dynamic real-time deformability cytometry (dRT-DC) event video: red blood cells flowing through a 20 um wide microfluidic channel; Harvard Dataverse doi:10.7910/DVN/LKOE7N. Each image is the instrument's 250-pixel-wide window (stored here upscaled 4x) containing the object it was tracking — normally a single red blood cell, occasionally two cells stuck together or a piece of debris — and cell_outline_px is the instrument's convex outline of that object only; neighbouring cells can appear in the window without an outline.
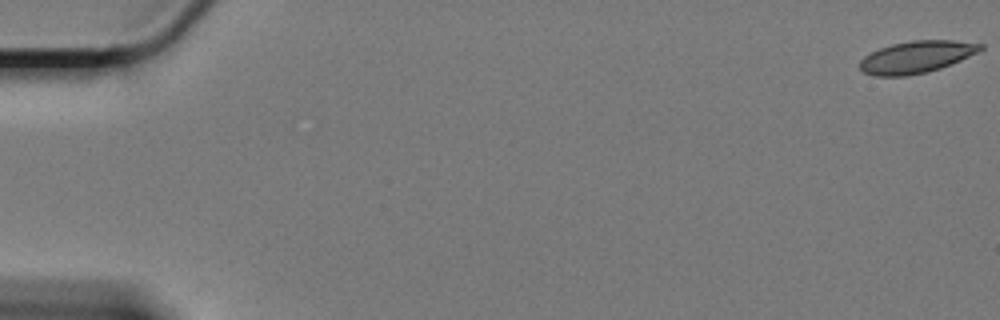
{"species": "Egyptian fruit bat (a non-hibernating species)", "species_latin": "Rousettus aegyptiacus", "temperature_condition": "cold", "stored_images_in_passage": 9, "camera_frame_rate_fps": 3000, "um_per_image_px": 0.085, "animal": {"sex": "female"}, "frame": {"image": 1, "passage_image": 1, "time_ms": 0.0, "image_size_px": [1000, 320], "cell_outline_px": [[984, 48], [980, 52], [952, 64], [928, 72], [908, 76], [876, 76], [864, 72], [860, 68], [860, 60], [864, 56], [880, 48], [892, 44], [912, 40], [952, 40], [984, 44]], "centroid_in_image_um": [77.94, 4.84], "position_along_channel_um": 7.1, "area_um2": 22.66}}